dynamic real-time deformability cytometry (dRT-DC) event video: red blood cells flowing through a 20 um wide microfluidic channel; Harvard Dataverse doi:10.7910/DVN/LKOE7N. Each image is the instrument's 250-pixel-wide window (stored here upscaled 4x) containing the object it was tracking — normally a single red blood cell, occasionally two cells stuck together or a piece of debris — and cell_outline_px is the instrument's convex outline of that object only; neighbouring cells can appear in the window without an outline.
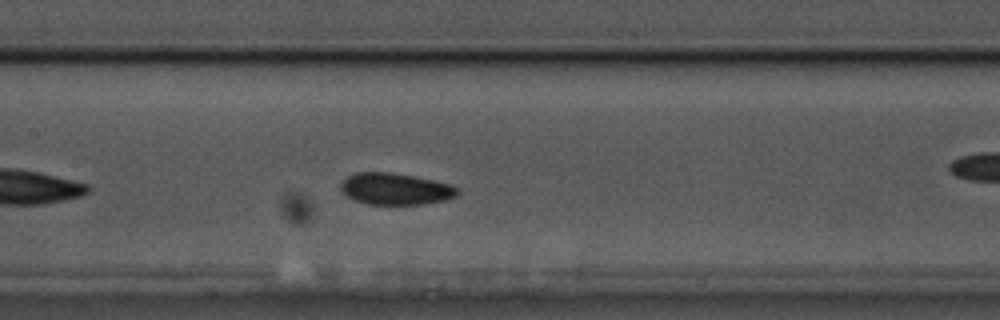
{"species": "common noctule bat (a hibernating species)", "species_latin": "Nyctalus noctula", "temperature_condition": "cold", "stored_images_in_passage": 21, "camera_frame_rate_fps": 3000, "um_per_image_px": 0.085, "animal": {"sex": "male", "body_mass_g": 17.5, "forearm_length_mm": 52.3}, "frame": {"image": 1, "passage_image": 10, "time_ms": 3.0, "image_size_px": [1000, 320], "cell_outline_px": [[460, 192], [456, 196], [444, 200], [424, 204], [364, 204], [352, 200], [340, 188], [340, 184], [348, 176], [356, 172], [392, 172], [452, 184], [460, 188]], "centroid_in_image_um": [33.63, 16.06], "position_along_channel_um": 173.8, "area_um2": 21.62}}